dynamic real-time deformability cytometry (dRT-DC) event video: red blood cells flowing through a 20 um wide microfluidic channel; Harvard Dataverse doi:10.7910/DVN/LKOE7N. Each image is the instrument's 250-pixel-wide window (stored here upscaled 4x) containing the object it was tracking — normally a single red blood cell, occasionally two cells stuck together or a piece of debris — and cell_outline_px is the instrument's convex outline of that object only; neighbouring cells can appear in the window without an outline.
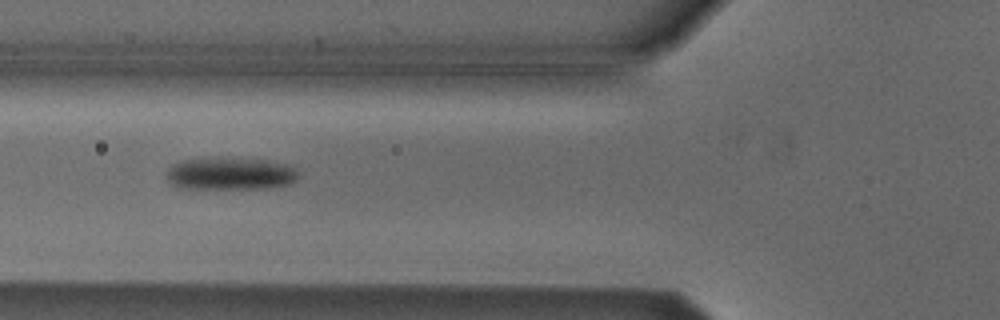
{"species": "Egyptian fruit bat (a non-hibernating species)", "species_latin": "Rousettus aegyptiacus", "temperature_condition": "cold", "stored_images_in_passage": 29, "camera_frame_rate_fps": 3000, "um_per_image_px": 0.085, "animal": {"sex": "male"}, "frame": {"image": 1, "passage_image": 4, "time_ms": 1.0, "image_size_px": [1000, 320], "cell_outline_px": [[296, 180], [288, 184], [268, 188], [184, 188], [168, 184], [168, 168], [172, 164], [180, 160], [264, 160], [284, 164], [292, 168], [296, 172]], "centroid_in_image_um": [19.52, 14.8], "position_along_channel_um": 106.3, "area_um2": 23.81}}
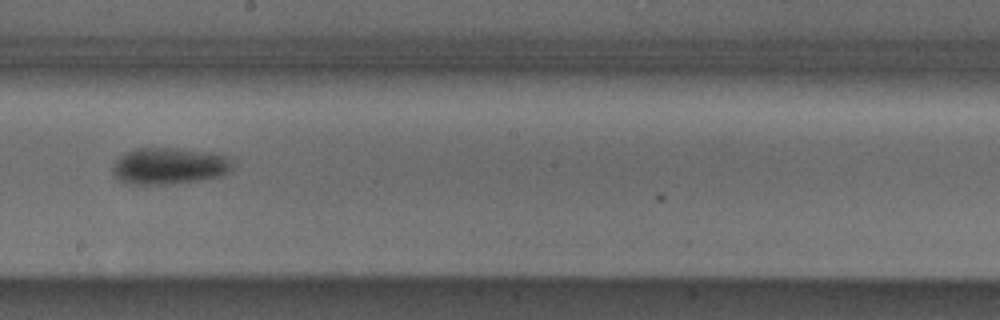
{"frame": {"image": 2, "passage_image": 14, "time_ms": 4.333, "image_size_px": [1000, 320], "cell_outline_px": [[232, 168], [228, 172], [220, 176], [200, 180], [168, 184], [124, 184], [112, 176], [112, 164], [124, 152], [136, 148], [176, 148], [212, 152], [228, 156], [232, 164]], "centroid_in_image_um": [14.33, 14.11], "position_along_channel_um": 233.9, "area_um2": 25.95}}
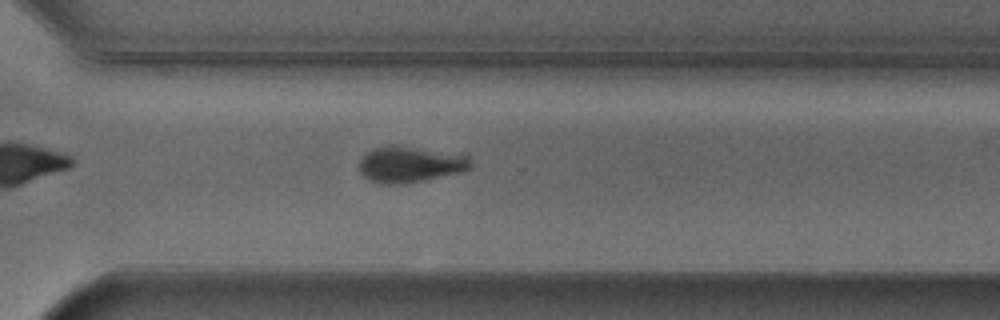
{"frame": {"image": 3, "passage_image": 22, "time_ms": 7.0, "image_size_px": [1000, 320], "cell_outline_px": [[472, 168], [464, 172], [404, 184], [380, 184], [368, 180], [360, 172], [360, 160], [372, 148], [408, 148], [468, 152], [472, 156]], "centroid_in_image_um": [35.02, 14.0], "position_along_channel_um": 335.6, "area_um2": 23.52}, "authors_computed_cell_mechanics": {"area_um2": 25.3164, "velocity_mm_per_s": 3.8268, "shape_relaxation_time_tau1_ms": 2.2583, "shape_relaxation_time_tau2_ms": null, "deformation_change_tau1": 0.1196, "deformation_change_tau2": null}}